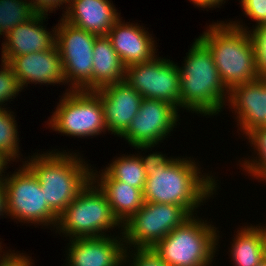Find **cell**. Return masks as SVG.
Instances as JSON below:
<instances>
[{"label": "cell", "instance_id": "cell-4", "mask_svg": "<svg viewBox=\"0 0 266 266\" xmlns=\"http://www.w3.org/2000/svg\"><path fill=\"white\" fill-rule=\"evenodd\" d=\"M199 39L209 48L225 87H233L258 79L254 47L248 30L227 21L212 22Z\"/></svg>", "mask_w": 266, "mask_h": 266}, {"label": "cell", "instance_id": "cell-32", "mask_svg": "<svg viewBox=\"0 0 266 266\" xmlns=\"http://www.w3.org/2000/svg\"><path fill=\"white\" fill-rule=\"evenodd\" d=\"M28 1L31 3L32 7L38 13H46V14L53 13L56 9L58 10L60 6L61 9L65 7L67 8L69 3V0H28Z\"/></svg>", "mask_w": 266, "mask_h": 266}, {"label": "cell", "instance_id": "cell-30", "mask_svg": "<svg viewBox=\"0 0 266 266\" xmlns=\"http://www.w3.org/2000/svg\"><path fill=\"white\" fill-rule=\"evenodd\" d=\"M244 14L256 22V25L266 24V0H241Z\"/></svg>", "mask_w": 266, "mask_h": 266}, {"label": "cell", "instance_id": "cell-33", "mask_svg": "<svg viewBox=\"0 0 266 266\" xmlns=\"http://www.w3.org/2000/svg\"><path fill=\"white\" fill-rule=\"evenodd\" d=\"M193 5L199 8H219L222 4H225L226 0H189ZM224 2V3H223Z\"/></svg>", "mask_w": 266, "mask_h": 266}, {"label": "cell", "instance_id": "cell-12", "mask_svg": "<svg viewBox=\"0 0 266 266\" xmlns=\"http://www.w3.org/2000/svg\"><path fill=\"white\" fill-rule=\"evenodd\" d=\"M124 80L143 98L165 101L180 109L178 63L156 56L126 67Z\"/></svg>", "mask_w": 266, "mask_h": 266}, {"label": "cell", "instance_id": "cell-31", "mask_svg": "<svg viewBox=\"0 0 266 266\" xmlns=\"http://www.w3.org/2000/svg\"><path fill=\"white\" fill-rule=\"evenodd\" d=\"M13 250H7L3 252L0 256V266H33L34 263L32 262L30 256L25 253H19V251L14 252Z\"/></svg>", "mask_w": 266, "mask_h": 266}, {"label": "cell", "instance_id": "cell-22", "mask_svg": "<svg viewBox=\"0 0 266 266\" xmlns=\"http://www.w3.org/2000/svg\"><path fill=\"white\" fill-rule=\"evenodd\" d=\"M243 226L232 239L229 248L231 261L235 266H257L266 258L261 231L252 224Z\"/></svg>", "mask_w": 266, "mask_h": 266}, {"label": "cell", "instance_id": "cell-17", "mask_svg": "<svg viewBox=\"0 0 266 266\" xmlns=\"http://www.w3.org/2000/svg\"><path fill=\"white\" fill-rule=\"evenodd\" d=\"M122 18L111 27L107 37L125 67L154 59L157 45L152 34L138 23L122 22Z\"/></svg>", "mask_w": 266, "mask_h": 266}, {"label": "cell", "instance_id": "cell-5", "mask_svg": "<svg viewBox=\"0 0 266 266\" xmlns=\"http://www.w3.org/2000/svg\"><path fill=\"white\" fill-rule=\"evenodd\" d=\"M192 215L152 250L169 266H212L219 244L218 228Z\"/></svg>", "mask_w": 266, "mask_h": 266}, {"label": "cell", "instance_id": "cell-9", "mask_svg": "<svg viewBox=\"0 0 266 266\" xmlns=\"http://www.w3.org/2000/svg\"><path fill=\"white\" fill-rule=\"evenodd\" d=\"M59 22L55 45L60 53L65 83L70 86L67 89L93 91V47L97 36L62 18Z\"/></svg>", "mask_w": 266, "mask_h": 266}, {"label": "cell", "instance_id": "cell-27", "mask_svg": "<svg viewBox=\"0 0 266 266\" xmlns=\"http://www.w3.org/2000/svg\"><path fill=\"white\" fill-rule=\"evenodd\" d=\"M229 24L242 30H248L254 47L255 67L259 78H266V24L253 29L243 26L240 21H230ZM253 30V31H252Z\"/></svg>", "mask_w": 266, "mask_h": 266}, {"label": "cell", "instance_id": "cell-14", "mask_svg": "<svg viewBox=\"0 0 266 266\" xmlns=\"http://www.w3.org/2000/svg\"><path fill=\"white\" fill-rule=\"evenodd\" d=\"M64 266H123V236L82 237L70 239Z\"/></svg>", "mask_w": 266, "mask_h": 266}, {"label": "cell", "instance_id": "cell-28", "mask_svg": "<svg viewBox=\"0 0 266 266\" xmlns=\"http://www.w3.org/2000/svg\"><path fill=\"white\" fill-rule=\"evenodd\" d=\"M22 89L12 68L1 60L0 68V108L5 107L10 100L16 98ZM6 102V103H5ZM5 103V104H4Z\"/></svg>", "mask_w": 266, "mask_h": 266}, {"label": "cell", "instance_id": "cell-1", "mask_svg": "<svg viewBox=\"0 0 266 266\" xmlns=\"http://www.w3.org/2000/svg\"><path fill=\"white\" fill-rule=\"evenodd\" d=\"M187 158H169L162 152L148 155L144 202L175 204L197 215L196 209L217 194L218 180L210 173L203 175L198 161Z\"/></svg>", "mask_w": 266, "mask_h": 266}, {"label": "cell", "instance_id": "cell-19", "mask_svg": "<svg viewBox=\"0 0 266 266\" xmlns=\"http://www.w3.org/2000/svg\"><path fill=\"white\" fill-rule=\"evenodd\" d=\"M48 15L37 13L28 22L10 30L3 39L1 56L27 55L53 48L56 42V26L49 31L43 25Z\"/></svg>", "mask_w": 266, "mask_h": 266}, {"label": "cell", "instance_id": "cell-15", "mask_svg": "<svg viewBox=\"0 0 266 266\" xmlns=\"http://www.w3.org/2000/svg\"><path fill=\"white\" fill-rule=\"evenodd\" d=\"M101 99L107 132L120 136L138 113L143 97L125 80L94 91Z\"/></svg>", "mask_w": 266, "mask_h": 266}, {"label": "cell", "instance_id": "cell-37", "mask_svg": "<svg viewBox=\"0 0 266 266\" xmlns=\"http://www.w3.org/2000/svg\"><path fill=\"white\" fill-rule=\"evenodd\" d=\"M257 266H266V258L262 260Z\"/></svg>", "mask_w": 266, "mask_h": 266}, {"label": "cell", "instance_id": "cell-3", "mask_svg": "<svg viewBox=\"0 0 266 266\" xmlns=\"http://www.w3.org/2000/svg\"><path fill=\"white\" fill-rule=\"evenodd\" d=\"M53 150L34 153L22 162L38 179L48 207L59 216L91 180L92 168L80 153Z\"/></svg>", "mask_w": 266, "mask_h": 266}, {"label": "cell", "instance_id": "cell-2", "mask_svg": "<svg viewBox=\"0 0 266 266\" xmlns=\"http://www.w3.org/2000/svg\"><path fill=\"white\" fill-rule=\"evenodd\" d=\"M179 68L180 109L203 116H217L228 103L229 90L222 82L212 53L194 39Z\"/></svg>", "mask_w": 266, "mask_h": 266}, {"label": "cell", "instance_id": "cell-13", "mask_svg": "<svg viewBox=\"0 0 266 266\" xmlns=\"http://www.w3.org/2000/svg\"><path fill=\"white\" fill-rule=\"evenodd\" d=\"M13 70L23 90L28 84L54 85L66 84L62 61L56 45L46 51L18 56H2Z\"/></svg>", "mask_w": 266, "mask_h": 266}, {"label": "cell", "instance_id": "cell-11", "mask_svg": "<svg viewBox=\"0 0 266 266\" xmlns=\"http://www.w3.org/2000/svg\"><path fill=\"white\" fill-rule=\"evenodd\" d=\"M178 113L179 110L170 103L143 98L138 113L120 137L136 150H150L171 136L170 132L180 120Z\"/></svg>", "mask_w": 266, "mask_h": 266}, {"label": "cell", "instance_id": "cell-23", "mask_svg": "<svg viewBox=\"0 0 266 266\" xmlns=\"http://www.w3.org/2000/svg\"><path fill=\"white\" fill-rule=\"evenodd\" d=\"M124 155L112 160L104 170L118 181L144 191L148 173V155ZM124 155V156H123Z\"/></svg>", "mask_w": 266, "mask_h": 266}, {"label": "cell", "instance_id": "cell-38", "mask_svg": "<svg viewBox=\"0 0 266 266\" xmlns=\"http://www.w3.org/2000/svg\"><path fill=\"white\" fill-rule=\"evenodd\" d=\"M1 243H2V242H0V256L2 255V252H4V251H2L3 246L1 245Z\"/></svg>", "mask_w": 266, "mask_h": 266}, {"label": "cell", "instance_id": "cell-24", "mask_svg": "<svg viewBox=\"0 0 266 266\" xmlns=\"http://www.w3.org/2000/svg\"><path fill=\"white\" fill-rule=\"evenodd\" d=\"M246 136L253 147L252 151L257 154V157L254 156L250 160L243 158L244 160L240 161V167L245 170V173H248V176L256 178L259 181H264L266 183V128H255L249 131ZM258 158V159H257Z\"/></svg>", "mask_w": 266, "mask_h": 266}, {"label": "cell", "instance_id": "cell-26", "mask_svg": "<svg viewBox=\"0 0 266 266\" xmlns=\"http://www.w3.org/2000/svg\"><path fill=\"white\" fill-rule=\"evenodd\" d=\"M6 108H0V152L13 162L22 155L19 153L18 123L14 112Z\"/></svg>", "mask_w": 266, "mask_h": 266}, {"label": "cell", "instance_id": "cell-10", "mask_svg": "<svg viewBox=\"0 0 266 266\" xmlns=\"http://www.w3.org/2000/svg\"><path fill=\"white\" fill-rule=\"evenodd\" d=\"M191 215L175 204L144 202L143 206L122 224L125 248H153Z\"/></svg>", "mask_w": 266, "mask_h": 266}, {"label": "cell", "instance_id": "cell-35", "mask_svg": "<svg viewBox=\"0 0 266 266\" xmlns=\"http://www.w3.org/2000/svg\"><path fill=\"white\" fill-rule=\"evenodd\" d=\"M9 162L11 163V161L0 152V181H3L6 177L5 173L7 172L5 171L9 167L8 165Z\"/></svg>", "mask_w": 266, "mask_h": 266}, {"label": "cell", "instance_id": "cell-18", "mask_svg": "<svg viewBox=\"0 0 266 266\" xmlns=\"http://www.w3.org/2000/svg\"><path fill=\"white\" fill-rule=\"evenodd\" d=\"M112 0H69L62 19L96 36H107L121 18Z\"/></svg>", "mask_w": 266, "mask_h": 266}, {"label": "cell", "instance_id": "cell-21", "mask_svg": "<svg viewBox=\"0 0 266 266\" xmlns=\"http://www.w3.org/2000/svg\"><path fill=\"white\" fill-rule=\"evenodd\" d=\"M126 67L107 36H97L93 47V91L122 82Z\"/></svg>", "mask_w": 266, "mask_h": 266}, {"label": "cell", "instance_id": "cell-34", "mask_svg": "<svg viewBox=\"0 0 266 266\" xmlns=\"http://www.w3.org/2000/svg\"><path fill=\"white\" fill-rule=\"evenodd\" d=\"M6 215V192L4 181H0V216Z\"/></svg>", "mask_w": 266, "mask_h": 266}, {"label": "cell", "instance_id": "cell-7", "mask_svg": "<svg viewBox=\"0 0 266 266\" xmlns=\"http://www.w3.org/2000/svg\"><path fill=\"white\" fill-rule=\"evenodd\" d=\"M49 119L48 127L71 137H96L107 131L103 104L94 91L66 89Z\"/></svg>", "mask_w": 266, "mask_h": 266}, {"label": "cell", "instance_id": "cell-6", "mask_svg": "<svg viewBox=\"0 0 266 266\" xmlns=\"http://www.w3.org/2000/svg\"><path fill=\"white\" fill-rule=\"evenodd\" d=\"M121 229L122 224L114 216L110 204L99 189L90 180L75 199L58 216L56 232L66 238L109 236L106 232Z\"/></svg>", "mask_w": 266, "mask_h": 266}, {"label": "cell", "instance_id": "cell-29", "mask_svg": "<svg viewBox=\"0 0 266 266\" xmlns=\"http://www.w3.org/2000/svg\"><path fill=\"white\" fill-rule=\"evenodd\" d=\"M131 249L132 251H130V248L125 249L124 265L129 263L127 266H169L152 250V248Z\"/></svg>", "mask_w": 266, "mask_h": 266}, {"label": "cell", "instance_id": "cell-25", "mask_svg": "<svg viewBox=\"0 0 266 266\" xmlns=\"http://www.w3.org/2000/svg\"><path fill=\"white\" fill-rule=\"evenodd\" d=\"M37 13L28 0H0V37L4 38L10 30L28 22Z\"/></svg>", "mask_w": 266, "mask_h": 266}, {"label": "cell", "instance_id": "cell-16", "mask_svg": "<svg viewBox=\"0 0 266 266\" xmlns=\"http://www.w3.org/2000/svg\"><path fill=\"white\" fill-rule=\"evenodd\" d=\"M227 106L235 112L241 135L255 128H266V78L233 87Z\"/></svg>", "mask_w": 266, "mask_h": 266}, {"label": "cell", "instance_id": "cell-8", "mask_svg": "<svg viewBox=\"0 0 266 266\" xmlns=\"http://www.w3.org/2000/svg\"><path fill=\"white\" fill-rule=\"evenodd\" d=\"M5 177L7 217L22 223L56 228L58 216L48 207L40 183L24 164ZM11 216V217H10Z\"/></svg>", "mask_w": 266, "mask_h": 266}, {"label": "cell", "instance_id": "cell-36", "mask_svg": "<svg viewBox=\"0 0 266 266\" xmlns=\"http://www.w3.org/2000/svg\"><path fill=\"white\" fill-rule=\"evenodd\" d=\"M260 224H258L256 227L261 231V235H262V240H263V245L265 247V253H266V224L265 226H259Z\"/></svg>", "mask_w": 266, "mask_h": 266}, {"label": "cell", "instance_id": "cell-20", "mask_svg": "<svg viewBox=\"0 0 266 266\" xmlns=\"http://www.w3.org/2000/svg\"><path fill=\"white\" fill-rule=\"evenodd\" d=\"M101 171L92 168L91 180L103 192L114 216L123 224L143 206V191L113 179L104 169Z\"/></svg>", "mask_w": 266, "mask_h": 266}]
</instances>
